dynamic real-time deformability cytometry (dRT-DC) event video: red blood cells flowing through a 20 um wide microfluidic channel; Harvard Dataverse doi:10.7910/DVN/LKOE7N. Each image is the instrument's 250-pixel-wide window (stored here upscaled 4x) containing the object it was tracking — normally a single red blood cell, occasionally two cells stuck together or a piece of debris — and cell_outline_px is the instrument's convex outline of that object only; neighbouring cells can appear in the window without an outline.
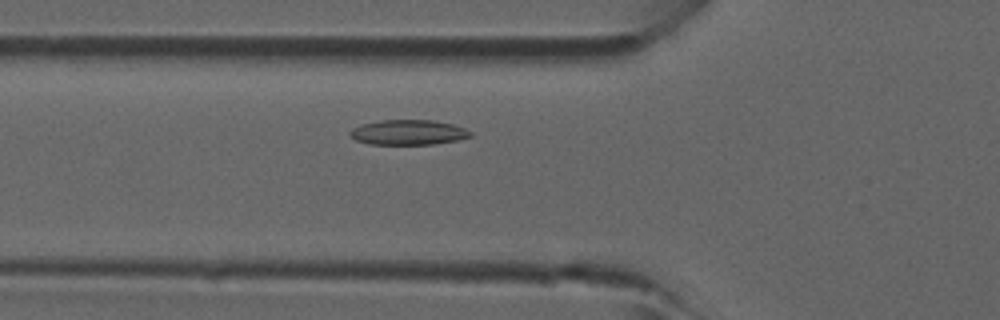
{"species": "common noctule bat (a hibernating species)", "species_latin": "Nyctalus noctula", "temperature_condition": "room temperature", "stored_images_in_passage": 21, "camera_frame_rate_fps": 3000, "um_per_image_px": 0.085, "animal": {"sex": "male", "forearm_length_mm": 52.5}, "frame": {"image": 1, "passage_image": 4, "time_ms": 1.0, "image_size_px": [1000, 320], "cell_outline_px": [[472, 136], [456, 140], [432, 144], [372, 144], [356, 140], [348, 136], [348, 132], [352, 128], [360, 124], [384, 120], [432, 120], [452, 124], [464, 128], [472, 132]], "centroid_in_image_um": [34.67, 11.24], "position_along_channel_um": 91.1, "area_um2": 17.51}}
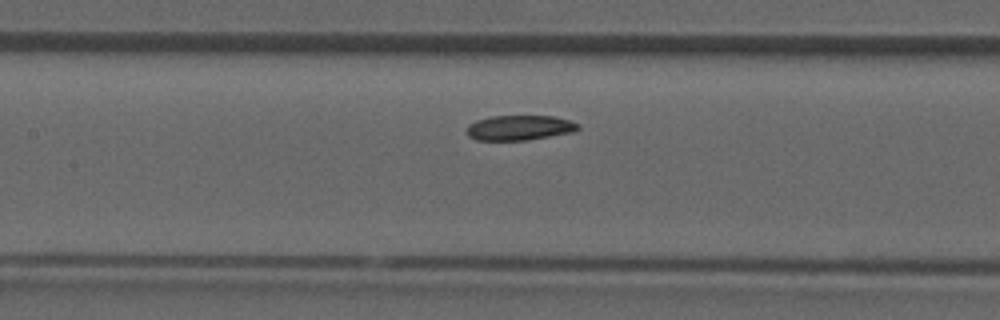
{"frame": {"image": 2, "passage_image": 9, "time_ms": 2.667, "image_size_px": [1000, 320], "cell_outline_px": [[580, 128], [572, 132], [528, 140], [476, 140], [468, 136], [464, 132], [464, 128], [468, 124], [476, 120], [492, 116], [556, 116], [580, 124]], "centroid_in_image_um": [44.1, 10.86], "position_along_channel_um": 163.3, "area_um2": 16.42}}